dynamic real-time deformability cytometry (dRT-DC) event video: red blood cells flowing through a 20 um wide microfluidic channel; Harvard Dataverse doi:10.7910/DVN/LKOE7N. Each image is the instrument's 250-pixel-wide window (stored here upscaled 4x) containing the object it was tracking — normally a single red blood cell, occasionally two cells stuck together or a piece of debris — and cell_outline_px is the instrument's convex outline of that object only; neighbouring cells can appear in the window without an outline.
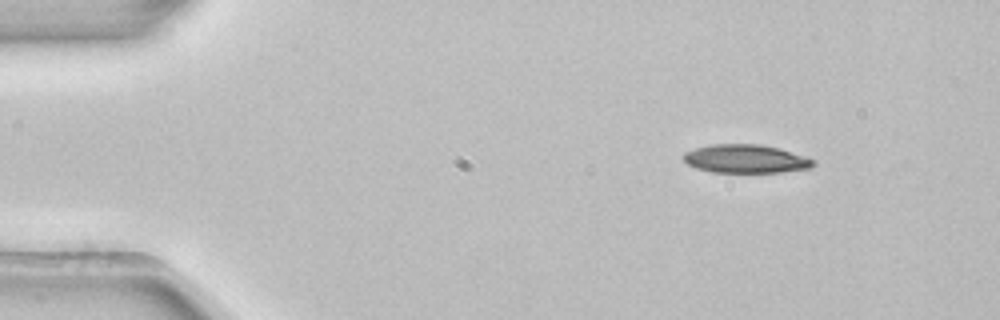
{"species": "common noctule bat (a hibernating species)", "species_latin": "Nyctalus noctula", "temperature_condition": "room temperature", "stored_images_in_passage": 3, "camera_frame_rate_fps": 3000, "um_per_image_px": 0.085, "animal": {"sex": "female", "body_mass_g": 22.7, "forearm_length_mm": 54.2}, "frame": {"image": 1, "passage_image": 1, "time_ms": 0.0, "image_size_px": [1000, 320], "cell_outline_px": [[816, 164], [812, 168], [780, 172], [712, 172], [696, 168], [688, 164], [684, 160], [684, 152], [696, 148], [712, 144], [760, 144], [780, 148], [816, 160]], "centroid_in_image_um": [63.42, 13.5], "position_along_channel_um": 21.6, "area_um2": 21.56}}
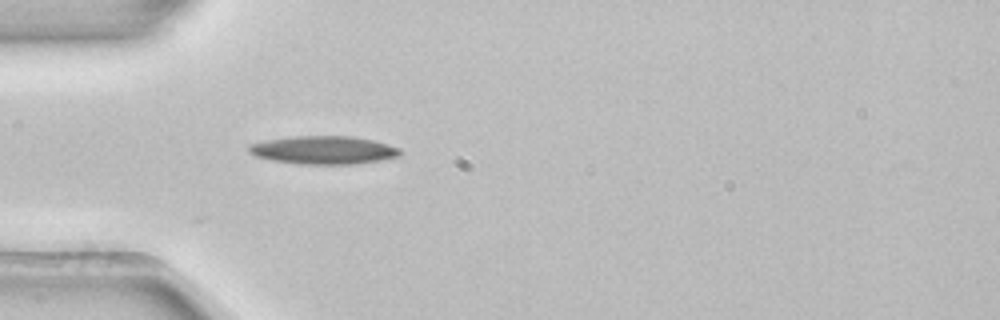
{"frame": {"image": 2, "passage_image": 3, "time_ms": 0.667, "image_size_px": [1000, 320], "cell_outline_px": [[404, 152], [400, 156], [380, 160], [356, 164], [296, 164], [272, 160], [256, 156], [248, 152], [248, 144], [268, 140], [296, 136], [352, 136], [372, 140], [400, 148]], "centroid_in_image_um": [27.52, 12.76], "position_along_channel_um": 57.5, "area_um2": 24.85}}